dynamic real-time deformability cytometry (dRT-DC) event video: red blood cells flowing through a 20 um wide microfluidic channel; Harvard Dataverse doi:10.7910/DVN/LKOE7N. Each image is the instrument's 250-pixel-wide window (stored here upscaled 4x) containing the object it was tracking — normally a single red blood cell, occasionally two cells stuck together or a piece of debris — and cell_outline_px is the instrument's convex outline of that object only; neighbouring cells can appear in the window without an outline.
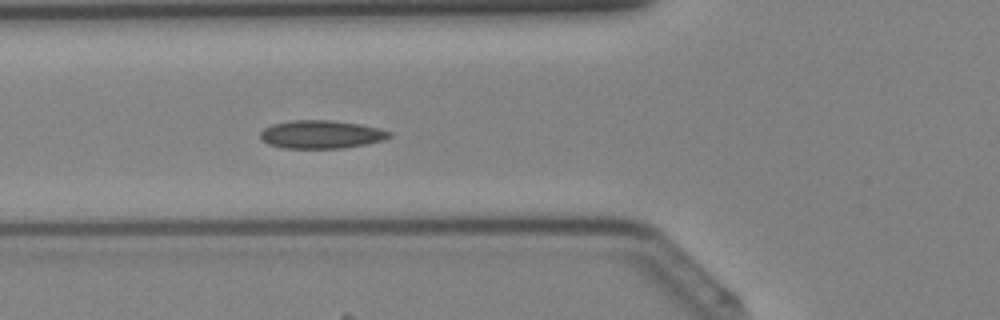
{"species": "Egyptian fruit bat (a non-hibernating species)", "species_latin": "Rousettus aegyptiacus", "temperature_condition": "cold", "stored_images_in_passage": 32, "camera_frame_rate_fps": 3000, "um_per_image_px": 0.085, "animal": {"sex": "female"}, "frame": {"image": 1, "passage_image": 6, "time_ms": 1.667, "image_size_px": [1000, 320], "cell_outline_px": [[392, 136], [384, 140], [344, 148], [284, 148], [268, 144], [260, 140], [260, 132], [264, 128], [272, 124], [288, 120], [332, 120], [360, 124], [380, 128], [392, 132]], "centroid_in_image_um": [27.29, 11.42], "position_along_channel_um": 98.5, "area_um2": 21.39}}
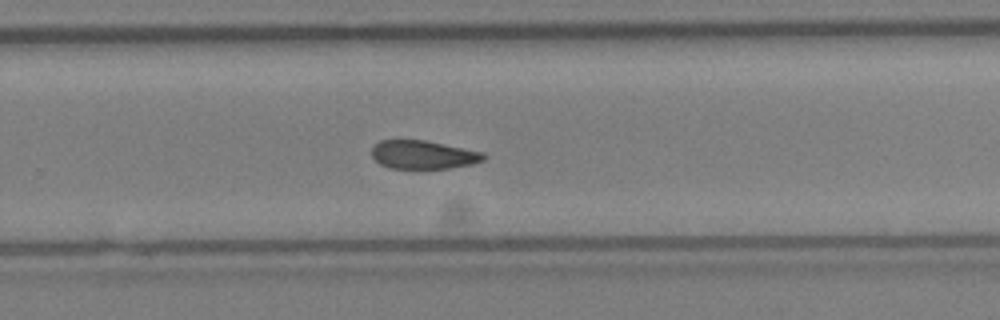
{"frame": {"image": 2, "passage_image": 18, "time_ms": 5.667, "image_size_px": [1000, 320], "cell_outline_px": [[488, 156], [484, 160], [472, 164], [448, 168], [388, 168], [380, 164], [372, 156], [372, 148], [380, 140], [424, 140], [484, 152]], "centroid_in_image_um": [35.99, 13.15], "position_along_channel_um": 293.8, "area_um2": 18.5}}
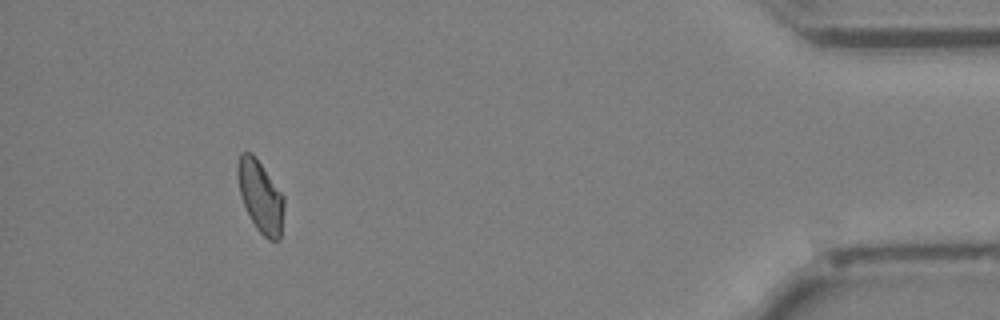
{"frame": {"image": 3, "passage_image": 29, "time_ms": 9.333, "image_size_px": [1000, 320], "cell_outline_px": [[284, 208], [280, 240], [268, 240], [256, 228], [240, 196], [236, 176], [236, 168], [240, 152], [252, 152], [284, 196]], "centroid_in_image_um": [22.12, 16.68], "position_along_channel_um": 413.1, "area_um2": 19.42}}